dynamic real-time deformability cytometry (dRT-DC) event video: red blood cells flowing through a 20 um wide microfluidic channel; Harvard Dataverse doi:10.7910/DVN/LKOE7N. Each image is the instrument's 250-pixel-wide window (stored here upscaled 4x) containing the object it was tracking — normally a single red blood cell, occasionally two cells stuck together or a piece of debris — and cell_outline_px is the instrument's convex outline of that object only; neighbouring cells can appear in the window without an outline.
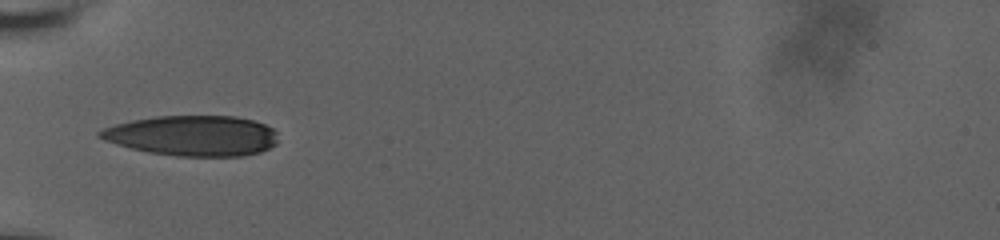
{"species": "human", "species_latin": "Homo sapiens", "temperature_condition": "room temperature", "stored_images_in_passage": 7, "camera_frame_rate_fps": 3000, "um_per_image_px": 0.085, "donor": {"sex": "male"}, "frame": {"image": 1, "passage_image": 1, "time_ms": 0.0, "image_size_px": [1000, 240], "cell_outline_px": [[276, 144], [260, 152], [244, 156], [176, 156], [148, 152], [116, 144], [96, 136], [96, 132], [104, 128], [116, 124], [132, 120], [156, 116], [236, 116], [252, 120], [264, 124], [272, 128], [276, 132]], "centroid_in_image_um": [16.36, 11.53], "position_along_channel_um": 68.6, "area_um2": 41.85}}
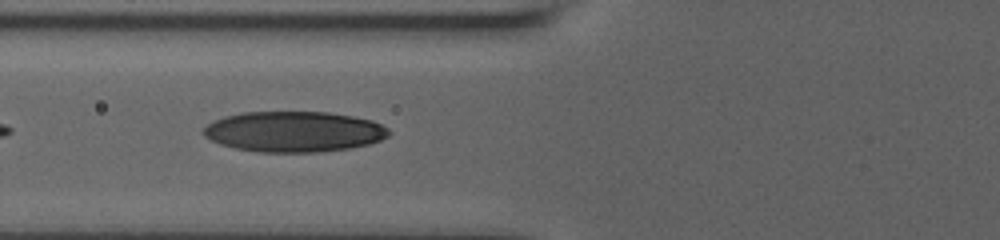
{"frame": {"image": 2, "passage_image": 4, "time_ms": 1.0, "image_size_px": [1000, 240], "cell_outline_px": [[392, 132], [388, 136], [380, 140], [368, 144], [352, 148], [324, 152], [256, 152], [236, 148], [220, 144], [204, 136], [204, 128], [208, 124], [224, 116], [244, 112], [328, 112], [352, 116], [372, 120], [388, 128]], "centroid_in_image_um": [25.02, 11.19], "position_along_channel_um": 100.8, "area_um2": 43.93}}
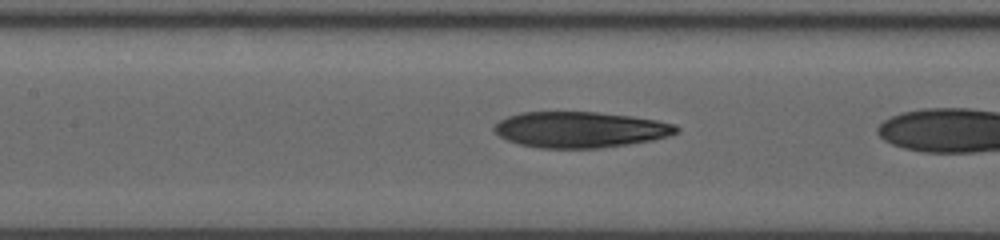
{"frame": {"image": 3, "passage_image": 6, "time_ms": 1.667, "image_size_px": [1000, 240], "cell_outline_px": [[680, 132], [668, 136], [652, 140], [628, 144], [600, 148], [540, 148], [520, 144], [508, 140], [500, 136], [492, 128], [500, 120], [508, 116], [520, 112], [596, 112], [632, 116], [656, 120], [676, 124], [680, 128]], "centroid_in_image_um": [49.35, 11.01], "position_along_channel_um": 158.1, "area_um2": 38.15}}